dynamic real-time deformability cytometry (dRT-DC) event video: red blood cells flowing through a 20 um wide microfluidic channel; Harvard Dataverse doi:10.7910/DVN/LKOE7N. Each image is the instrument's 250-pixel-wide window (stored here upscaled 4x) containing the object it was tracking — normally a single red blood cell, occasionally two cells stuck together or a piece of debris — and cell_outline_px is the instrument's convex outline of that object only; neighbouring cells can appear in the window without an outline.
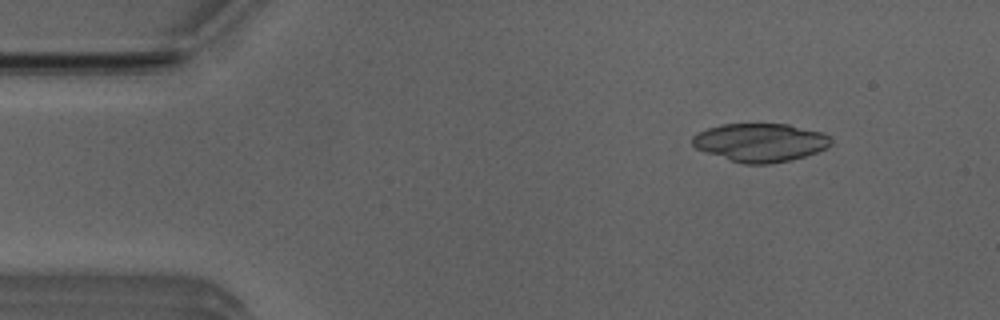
{"species": "Egyptian fruit bat (a non-hibernating species)", "species_latin": "Rousettus aegyptiacus", "temperature_condition": "room temperature", "stored_images_in_passage": 46, "camera_frame_rate_fps": 3000, "um_per_image_px": 0.085, "animal": {"sex": "male"}, "frame": {"image": 1, "passage_image": 2, "time_ms": 0.333, "image_size_px": [1000, 320], "cell_outline_px": [[832, 144], [828, 148], [792, 160], [768, 164], [744, 164], [696, 148], [692, 144], [692, 136], [696, 132], [708, 128], [724, 124], [788, 124], [820, 132], [828, 136], [832, 140]], "centroid_in_image_um": [64.64, 12.11], "position_along_channel_um": 20.4, "area_um2": 30.75}}